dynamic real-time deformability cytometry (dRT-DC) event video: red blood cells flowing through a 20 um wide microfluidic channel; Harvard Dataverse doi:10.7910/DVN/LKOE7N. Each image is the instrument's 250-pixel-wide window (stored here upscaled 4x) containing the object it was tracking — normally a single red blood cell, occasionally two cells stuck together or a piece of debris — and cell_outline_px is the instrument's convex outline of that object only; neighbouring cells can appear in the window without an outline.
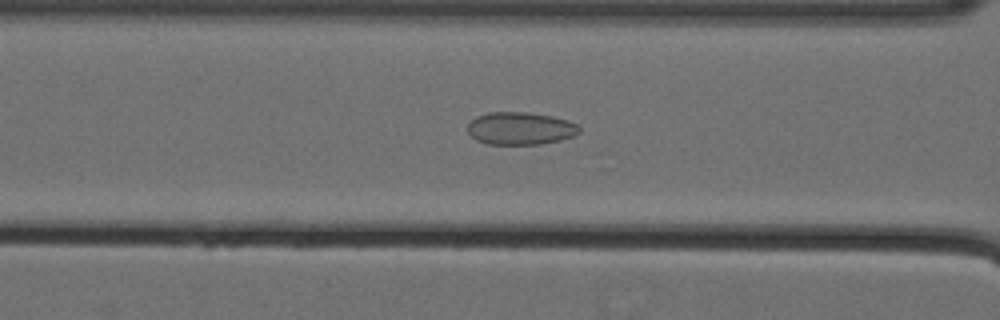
{"species": "Egyptian fruit bat (a non-hibernating species)", "species_latin": "Rousettus aegyptiacus", "temperature_condition": "cold", "stored_images_in_passage": 54, "camera_frame_rate_fps": 3000, "um_per_image_px": 0.085, "animal": {"sex": "female"}, "frame": {"image": 1, "passage_image": 22, "time_ms": 7.0, "image_size_px": [1000, 320], "cell_outline_px": [[580, 132], [572, 136], [560, 140], [540, 144], [488, 144], [476, 140], [468, 132], [468, 124], [476, 116], [488, 112], [528, 112], [552, 116], [568, 120], [576, 124], [580, 128]], "centroid_in_image_um": [44.22, 10.91], "position_along_channel_um": 122.4, "area_um2": 21.21}}
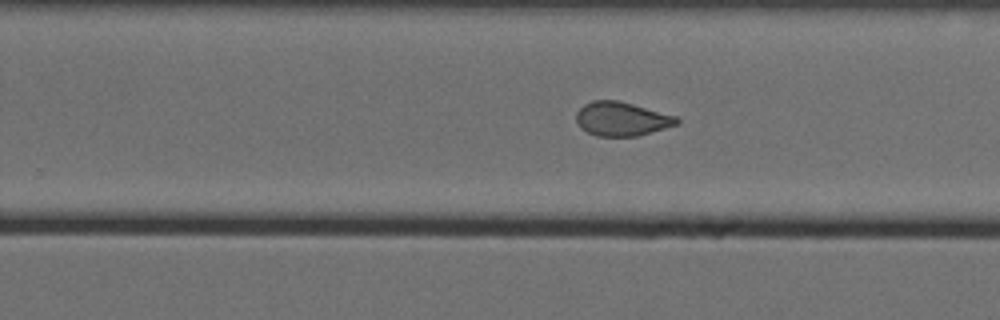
{"frame": {"image": 2, "passage_image": 35, "time_ms": 11.333, "image_size_px": [1000, 320], "cell_outline_px": [[680, 120], [676, 124], [664, 128], [636, 136], [596, 136], [580, 128], [576, 120], [576, 112], [584, 104], [592, 100], [620, 100], [676, 116]], "centroid_in_image_um": [52.8, 10.09], "position_along_channel_um": 277.0, "area_um2": 19.83}}
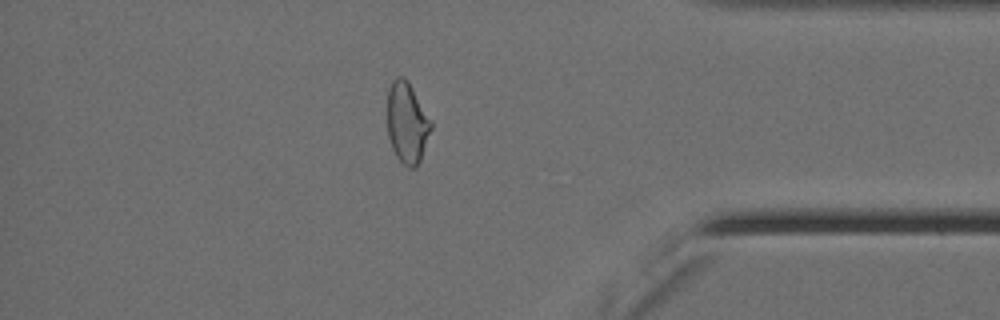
{"frame": {"image": 3, "passage_image": 47, "time_ms": 15.333, "image_size_px": [1000, 320], "cell_outline_px": [[432, 128], [420, 160], [416, 168], [408, 168], [396, 156], [392, 148], [388, 136], [388, 88], [392, 80], [396, 76], [404, 76], [408, 80], [432, 120]], "centroid_in_image_um": [34.61, 10.41], "position_along_channel_um": 400.6, "area_um2": 20.81}, "authors_computed_cell_mechanics": {"area_um2": 21.4727, "velocity_mm_per_s": 3.5735, "shape_relaxation_time_tau1_ms": null, "shape_relaxation_time_tau2_ms": 1.6773, "deformation_change_tau1": null, "deformation_change_tau2": 0.0671}}